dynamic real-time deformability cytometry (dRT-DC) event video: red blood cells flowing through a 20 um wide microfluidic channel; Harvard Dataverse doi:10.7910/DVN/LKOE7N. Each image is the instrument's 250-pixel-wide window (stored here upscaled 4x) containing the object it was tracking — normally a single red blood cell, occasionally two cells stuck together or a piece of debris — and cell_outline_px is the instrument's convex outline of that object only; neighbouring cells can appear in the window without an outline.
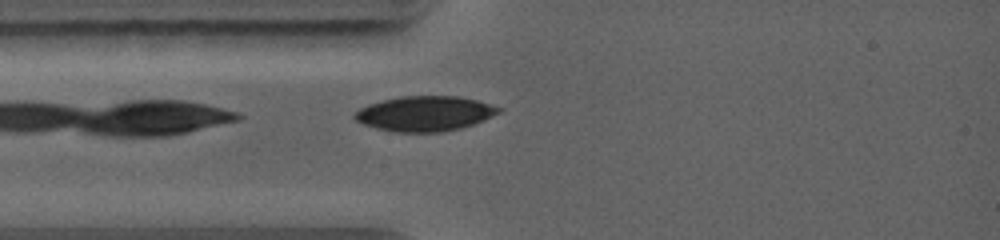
{"species": "common noctule bat (a hibernating species)", "species_latin": "Nyctalus noctula", "temperature_condition": "warm", "stored_images_in_passage": 1, "camera_frame_rate_fps": 5000, "um_per_image_px": 0.085, "animal": {"sex": "female", "body_mass_g": 19.0, "forearm_length_mm": 56.7}, "frame": {"image": 1, "passage_image": 1, "time_ms": 0.0, "image_size_px": [1000, 240], "cell_outline_px": [[504, 108], [500, 112], [484, 120], [460, 128], [440, 132], [396, 132], [376, 128], [364, 124], [356, 120], [352, 116], [360, 108], [368, 104], [400, 96], [456, 96], [476, 100]], "centroid_in_image_um": [36.12, 9.65], "position_along_channel_um": 48.9, "area_um2": 29.25}}